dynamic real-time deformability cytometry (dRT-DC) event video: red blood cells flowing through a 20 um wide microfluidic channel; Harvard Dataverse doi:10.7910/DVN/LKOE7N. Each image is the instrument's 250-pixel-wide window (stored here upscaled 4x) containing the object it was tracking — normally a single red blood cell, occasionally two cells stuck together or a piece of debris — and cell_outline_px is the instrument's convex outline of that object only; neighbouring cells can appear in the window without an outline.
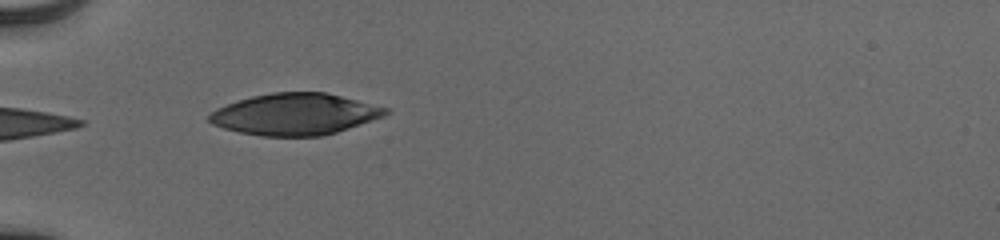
{"species": "human", "species_latin": "Homo sapiens", "temperature_condition": "cold", "stored_images_in_passage": 6, "camera_frame_rate_fps": 3000, "um_per_image_px": 0.085, "donor": {"sex": "male"}, "frame": {"image": 1, "passage_image": 1, "time_ms": 0.0, "image_size_px": [1000, 240], "cell_outline_px": [[388, 112], [384, 116], [336, 132], [320, 136], [260, 136], [240, 132], [224, 128], [212, 124], [208, 120], [208, 116], [216, 108], [252, 96], [272, 92], [328, 92], [388, 108]], "centroid_in_image_um": [25.06, 9.7], "position_along_channel_um": 59.9, "area_um2": 42.43}}
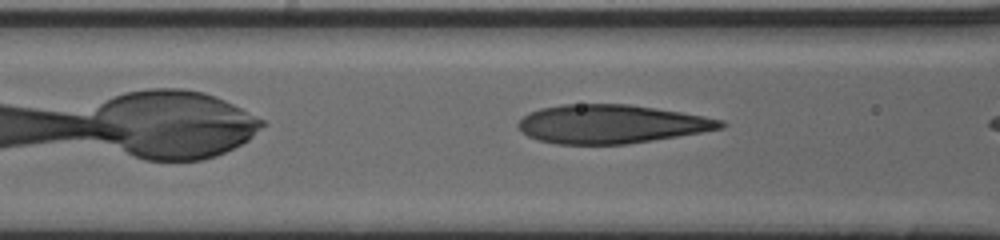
{"frame": {"image": 2, "passage_image": 3, "time_ms": 0.667, "image_size_px": [1000, 240], "cell_outline_px": [[728, 124], [724, 128], [628, 144], [556, 144], [536, 140], [528, 136], [516, 128], [516, 124], [524, 116], [540, 108], [560, 104], [628, 104], [680, 112], [704, 116], [724, 120]], "centroid_in_image_um": [51.92, 10.54], "position_along_channel_um": 114.7, "area_um2": 45.6}}